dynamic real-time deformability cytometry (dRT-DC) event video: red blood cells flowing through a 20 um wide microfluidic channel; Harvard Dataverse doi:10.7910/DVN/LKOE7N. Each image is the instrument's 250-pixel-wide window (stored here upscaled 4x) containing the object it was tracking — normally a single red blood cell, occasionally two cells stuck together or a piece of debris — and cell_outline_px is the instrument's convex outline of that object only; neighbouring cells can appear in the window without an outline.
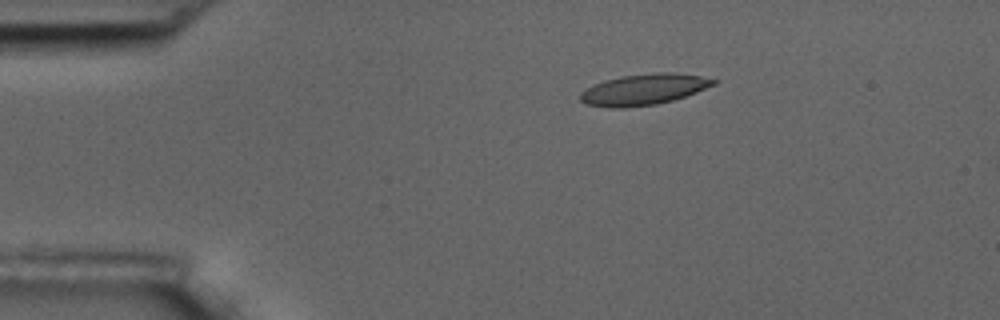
{"species": "common noctule bat (a hibernating species)", "species_latin": "Nyctalus noctula", "temperature_condition": "room temperature", "stored_images_in_passage": 4, "camera_frame_rate_fps": 3000, "um_per_image_px": 0.085, "animal": {"sex": "male", "body_mass_g": 17.5, "forearm_length_mm": 52.3}, "frame": {"image": 1, "passage_image": 1, "time_ms": 0.0, "image_size_px": [1000, 320], "cell_outline_px": [[720, 80], [716, 84], [696, 92], [672, 100], [656, 104], [624, 108], [608, 108], [584, 104], [580, 100], [580, 92], [604, 80], [620, 76], [660, 72], [676, 72], [700, 76]], "centroid_in_image_um": [54.72, 7.6], "position_along_channel_um": 30.3, "area_um2": 24.1}}
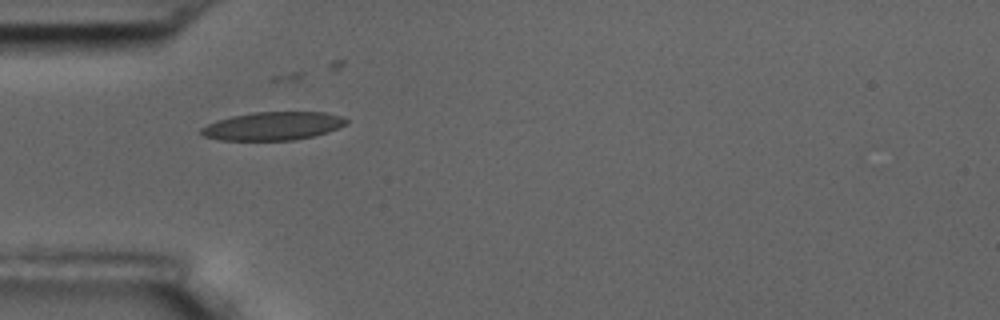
{"frame": {"image": 2, "passage_image": 3, "time_ms": 2.333, "image_size_px": [1000, 320], "cell_outline_px": [[348, 124], [328, 132], [312, 136], [292, 140], [220, 140], [204, 136], [200, 132], [200, 128], [216, 120], [232, 116], [252, 112], [324, 112], [344, 116], [348, 120]], "centroid_in_image_um": [23.22, 10.7], "position_along_channel_um": 61.8, "area_um2": 23.99}}